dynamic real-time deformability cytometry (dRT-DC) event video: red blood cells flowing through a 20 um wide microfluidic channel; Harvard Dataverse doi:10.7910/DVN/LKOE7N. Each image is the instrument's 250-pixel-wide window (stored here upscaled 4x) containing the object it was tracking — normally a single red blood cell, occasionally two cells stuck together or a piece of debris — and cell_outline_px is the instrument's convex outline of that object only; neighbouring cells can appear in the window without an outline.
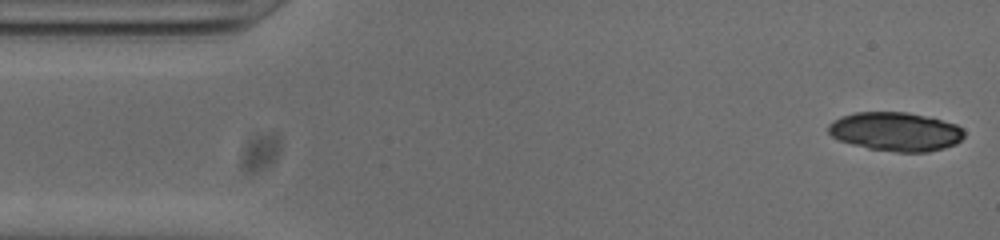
{"species": "common noctule bat (a hibernating species)", "species_latin": "Nyctalus noctula", "temperature_condition": "cold", "stored_images_in_passage": 51, "camera_frame_rate_fps": 3000, "um_per_image_px": 0.085, "animal": {"sex": "male", "body_mass_g": 20.0, "forearm_length_mm": 53.3}, "frame": {"image": 1, "passage_image": 1, "time_ms": 0.0, "image_size_px": [1000, 240], "cell_outline_px": [[964, 136], [956, 144], [944, 148], [928, 152], [896, 152], [868, 148], [852, 144], [840, 140], [832, 136], [828, 132], [828, 124], [832, 120], [840, 116], [856, 112], [908, 112], [956, 124], [964, 128]], "centroid_in_image_um": [76.12, 11.18], "position_along_channel_um": 8.9, "area_um2": 30.81}}